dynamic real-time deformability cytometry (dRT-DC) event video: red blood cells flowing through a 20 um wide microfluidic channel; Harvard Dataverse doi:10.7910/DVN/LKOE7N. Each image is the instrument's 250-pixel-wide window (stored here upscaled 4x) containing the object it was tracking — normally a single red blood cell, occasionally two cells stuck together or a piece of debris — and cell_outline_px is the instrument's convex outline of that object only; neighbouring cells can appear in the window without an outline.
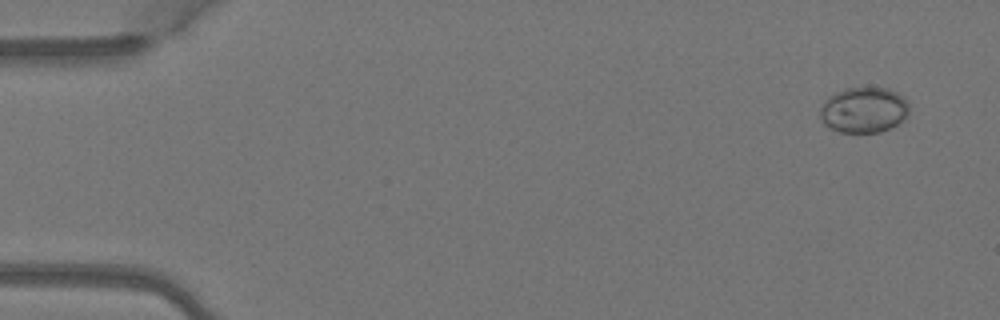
{"species": "Egyptian fruit bat (a non-hibernating species)", "species_latin": "Rousettus aegyptiacus", "temperature_condition": "warm", "stored_images_in_passage": 4, "camera_frame_rate_fps": 3000, "um_per_image_px": 0.085, "animal": {"sex": "female"}, "frame": {"image": 1, "passage_image": 1, "time_ms": 0.0, "image_size_px": [1000, 320], "cell_outline_px": [[908, 116], [904, 120], [880, 132], [840, 132], [824, 124], [820, 116], [820, 108], [824, 100], [828, 96], [844, 88], [888, 88], [896, 92], [908, 100]], "centroid_in_image_um": [73.42, 9.33], "position_along_channel_um": 11.6, "area_um2": 23.7}}
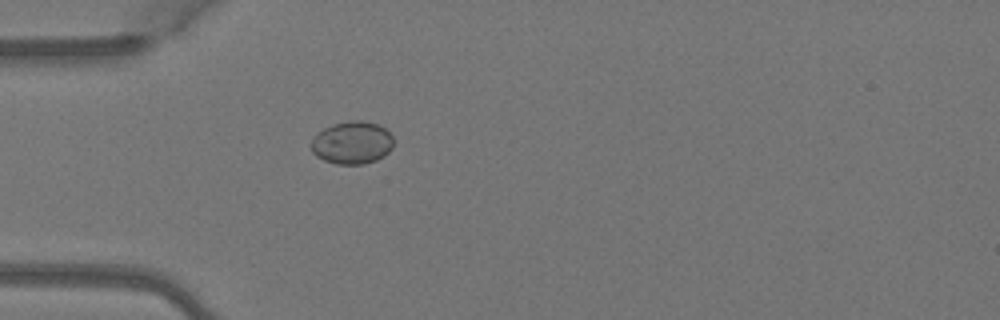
{"frame": {"image": 2, "passage_image": 4, "time_ms": 1.0, "image_size_px": [1000, 320], "cell_outline_px": [[392, 148], [384, 156], [376, 160], [364, 164], [336, 164], [324, 160], [316, 156], [312, 152], [312, 136], [324, 128], [332, 124], [348, 120], [360, 120], [376, 124], [384, 128], [392, 136]], "centroid_in_image_um": [29.9, 12.13], "position_along_channel_um": 55.1, "area_um2": 20.52}}